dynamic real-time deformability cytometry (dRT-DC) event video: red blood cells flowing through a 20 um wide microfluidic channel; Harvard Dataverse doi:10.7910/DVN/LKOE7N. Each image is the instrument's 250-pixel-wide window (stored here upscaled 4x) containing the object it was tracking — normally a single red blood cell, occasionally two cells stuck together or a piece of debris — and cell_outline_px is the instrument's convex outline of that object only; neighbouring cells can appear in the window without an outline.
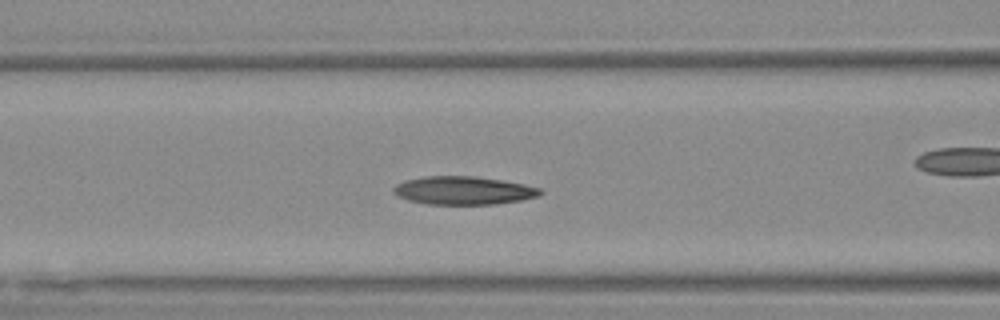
{"species": "Egyptian fruit bat (a non-hibernating species)", "species_latin": "Rousettus aegyptiacus", "temperature_condition": "warm", "stored_images_in_passage": 43, "camera_frame_rate_fps": 3000, "um_per_image_px": 0.085, "animal": {"sex": "female"}, "frame": {"image": 1, "passage_image": 13, "time_ms": 4.0, "image_size_px": [1000, 320], "cell_outline_px": [[544, 192], [540, 196], [520, 200], [496, 204], [428, 204], [408, 200], [396, 196], [392, 192], [392, 188], [396, 184], [404, 180], [428, 176], [472, 176], [504, 180], [544, 188]], "centroid_in_image_um": [39.42, 16.19], "position_along_channel_um": 127.2, "area_um2": 24.39}, "authors_computed_cell_mechanics": {"area_um2": 23.7558, "velocity_mm_per_s": 3.6834, "shape_relaxation_time_tau1_ms": 6.0697, "shape_relaxation_time_tau2_ms": 1.9223, "deformation_change_tau1": 0.1635, "deformation_change_tau2": 0.0889}}